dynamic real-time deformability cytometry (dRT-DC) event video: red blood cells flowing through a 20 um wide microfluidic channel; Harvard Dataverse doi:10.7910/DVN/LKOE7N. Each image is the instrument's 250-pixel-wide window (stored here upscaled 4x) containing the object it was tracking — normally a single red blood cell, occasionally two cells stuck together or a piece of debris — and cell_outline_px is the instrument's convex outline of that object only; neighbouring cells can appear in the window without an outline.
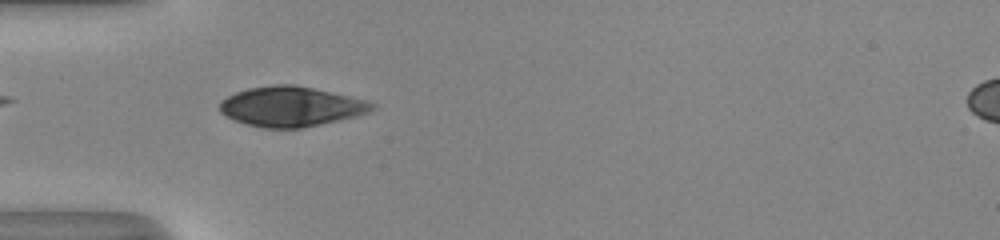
{"species": "human", "species_latin": "Homo sapiens", "temperature_condition": "room temperature", "stored_images_in_passage": 39, "camera_frame_rate_fps": 3000, "um_per_image_px": 0.085, "donor": {"sex": "male"}, "frame": {"image": 1, "passage_image": 4, "time_ms": 1.0, "image_size_px": [1000, 240], "cell_outline_px": [[376, 108], [368, 112], [356, 116], [340, 120], [300, 128], [264, 128], [248, 124], [236, 120], [220, 112], [220, 100], [236, 92], [248, 88], [276, 84], [292, 84], [312, 88], [348, 96], [364, 100], [376, 104]], "centroid_in_image_um": [24.73, 9.05], "position_along_channel_um": 60.3, "area_um2": 35.03}}
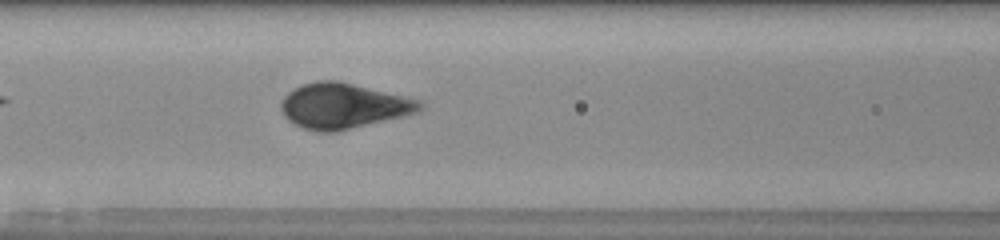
{"frame": {"image": 2, "passage_image": 10, "time_ms": 3.0, "image_size_px": [1000, 240], "cell_outline_px": [[424, 108], [420, 112], [404, 116], [336, 132], [316, 132], [304, 128], [288, 120], [284, 116], [280, 108], [280, 104], [284, 96], [292, 88], [316, 80], [336, 80], [424, 100]], "centroid_in_image_um": [29.21, 9.0], "position_along_channel_um": 137.4, "area_um2": 37.05}}
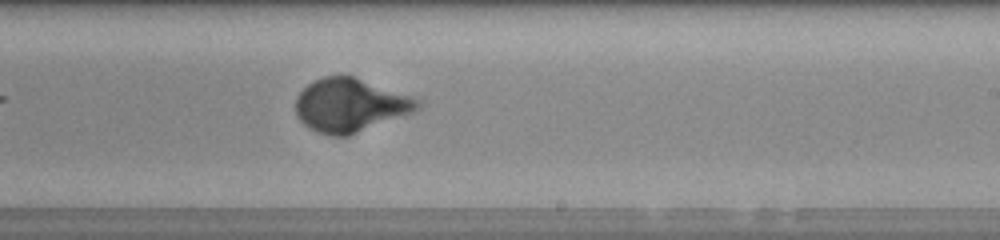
{"frame": {"image": 3, "passage_image": 19, "time_ms": 6.0, "image_size_px": [1000, 240], "cell_outline_px": [[424, 100], [420, 108], [416, 112], [348, 136], [332, 136], [316, 132], [308, 128], [296, 116], [296, 96], [308, 84], [324, 76], [352, 76]], "centroid_in_image_um": [29.81, 8.96], "position_along_channel_um": 259.2, "area_um2": 38.21}, "authors_computed_cell_mechanics": {"area_um2": 36.125, "velocity_mm_per_s": 4.0808, "shape_relaxation_time_tau1_ms": 3.2586, "shape_relaxation_time_tau2_ms": null, "deformation_change_tau1": 0.1823, "deformation_change_tau2": null}}